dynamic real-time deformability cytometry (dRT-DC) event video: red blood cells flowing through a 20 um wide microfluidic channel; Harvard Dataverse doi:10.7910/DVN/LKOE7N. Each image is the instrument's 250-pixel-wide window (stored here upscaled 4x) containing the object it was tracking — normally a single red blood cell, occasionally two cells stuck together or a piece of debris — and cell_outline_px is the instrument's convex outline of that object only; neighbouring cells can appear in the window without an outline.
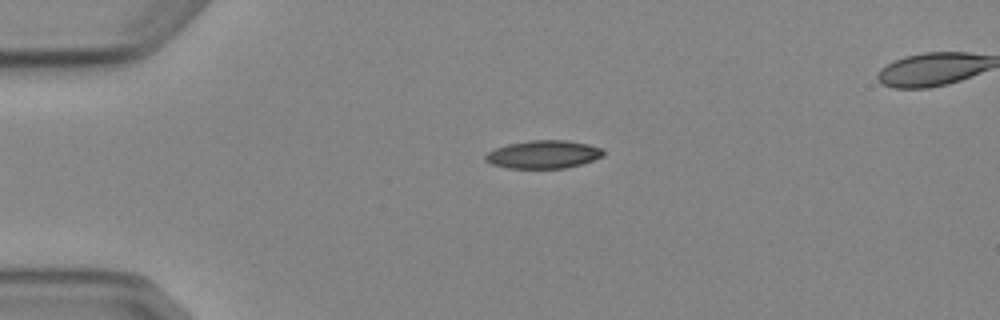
{"species": "Egyptian fruit bat (a non-hibernating species)", "species_latin": "Rousettus aegyptiacus", "temperature_condition": "cold", "stored_images_in_passage": 4, "camera_frame_rate_fps": 3000, "um_per_image_px": 0.085, "animal": {"sex": "female"}, "frame": {"image": 1, "passage_image": 4, "time_ms": 3.667, "image_size_px": [1000, 320], "cell_outline_px": [[604, 156], [580, 164], [564, 168], [508, 168], [492, 164], [484, 160], [484, 156], [488, 152], [496, 148], [508, 144], [528, 140], [568, 140], [588, 144], [604, 148]], "centroid_in_image_um": [46.2, 13.11], "position_along_channel_um": 38.8, "area_um2": 19.31}}